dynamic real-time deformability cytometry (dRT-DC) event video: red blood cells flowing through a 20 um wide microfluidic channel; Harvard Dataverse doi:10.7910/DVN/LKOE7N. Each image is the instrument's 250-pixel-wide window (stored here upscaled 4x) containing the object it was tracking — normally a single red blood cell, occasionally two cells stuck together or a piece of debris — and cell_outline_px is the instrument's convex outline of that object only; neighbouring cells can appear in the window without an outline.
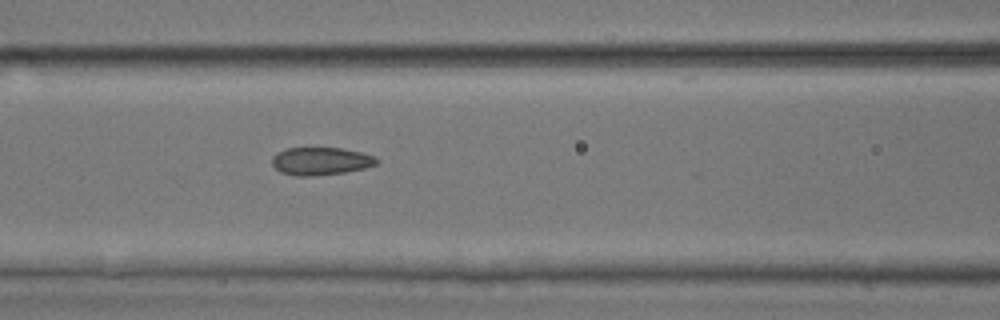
{"species": "common noctule bat (a hibernating species)", "species_latin": "Nyctalus noctula", "temperature_condition": "room temperature", "stored_images_in_passage": 29, "camera_frame_rate_fps": 3000, "um_per_image_px": 0.085, "animal": {"sex": "male", "body_mass_g": 17.9, "forearm_length_mm": 54.2}, "frame": {"image": 1, "passage_image": 24, "time_ms": 7.667, "image_size_px": [1000, 320], "cell_outline_px": [[380, 160], [376, 164], [364, 168], [344, 172], [312, 176], [292, 176], [280, 172], [272, 164], [272, 156], [276, 152], [288, 148], [340, 148], [360, 152], [376, 156]], "centroid_in_image_um": [27.24, 13.7], "position_along_channel_um": 139.4, "area_um2": 16.99}}